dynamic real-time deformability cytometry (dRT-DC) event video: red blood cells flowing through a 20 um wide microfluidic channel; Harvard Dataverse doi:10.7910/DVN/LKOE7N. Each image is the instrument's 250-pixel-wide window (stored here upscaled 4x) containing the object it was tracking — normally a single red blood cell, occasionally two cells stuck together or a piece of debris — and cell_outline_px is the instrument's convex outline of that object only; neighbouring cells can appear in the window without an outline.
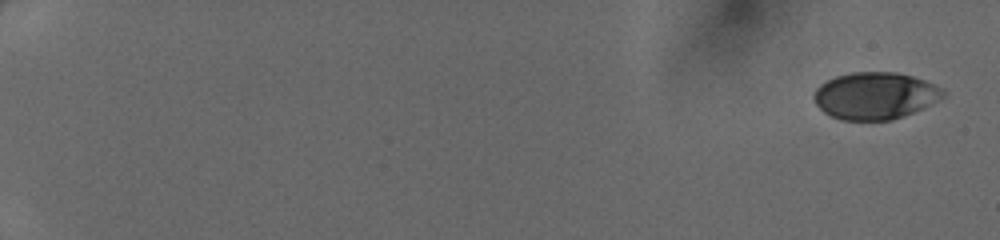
{"species": "human", "species_latin": "Homo sapiens", "temperature_condition": "cold", "stored_images_in_passage": 49, "camera_frame_rate_fps": 3000, "um_per_image_px": 0.085, "donor": {"sex": "female"}, "frame": {"image": 1, "passage_image": 1, "time_ms": 0.0, "image_size_px": [1000, 240], "cell_outline_px": [[948, 92], [944, 96], [912, 112], [888, 120], [840, 120], [824, 112], [816, 104], [812, 96], [816, 88], [820, 84], [836, 76], [852, 72], [896, 72], [912, 76], [924, 80], [944, 88]], "centroid_in_image_um": [74.35, 8.12], "position_along_channel_um": 10.6, "area_um2": 35.14}}
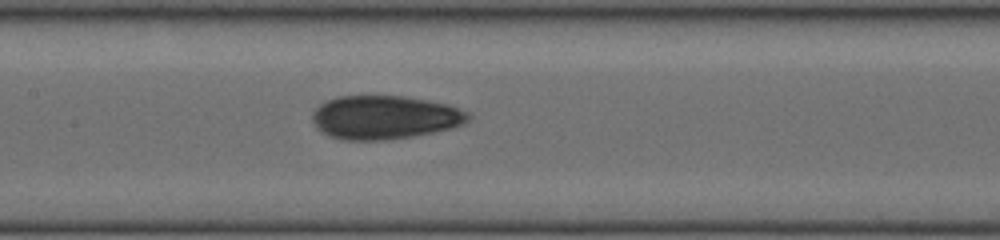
{"frame": {"image": 2, "passage_image": 27, "time_ms": 8.667, "image_size_px": [1000, 240], "cell_outline_px": [[472, 116], [464, 124], [432, 132], [412, 136], [384, 140], [344, 140], [332, 136], [316, 128], [312, 120], [312, 112], [320, 104], [336, 96], [404, 96], [428, 100], [448, 104], [468, 112]], "centroid_in_image_um": [32.69, 9.96], "position_along_channel_um": 174.7, "area_um2": 39.48}}
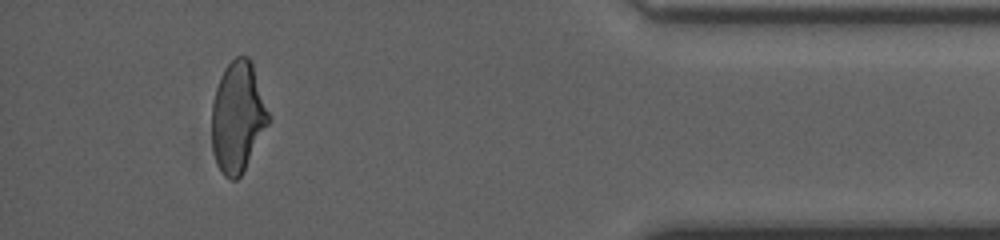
{"frame": {"image": 3, "passage_image": 46, "time_ms": 15.0, "image_size_px": [1000, 240], "cell_outline_px": [[268, 124], [240, 176], [236, 180], [228, 180], [224, 176], [216, 164], [212, 148], [212, 100], [220, 76], [224, 68], [236, 56], [248, 56], [252, 64], [268, 112]], "centroid_in_image_um": [20.16, 9.96], "position_along_channel_um": 415.0, "area_um2": 36.07}}